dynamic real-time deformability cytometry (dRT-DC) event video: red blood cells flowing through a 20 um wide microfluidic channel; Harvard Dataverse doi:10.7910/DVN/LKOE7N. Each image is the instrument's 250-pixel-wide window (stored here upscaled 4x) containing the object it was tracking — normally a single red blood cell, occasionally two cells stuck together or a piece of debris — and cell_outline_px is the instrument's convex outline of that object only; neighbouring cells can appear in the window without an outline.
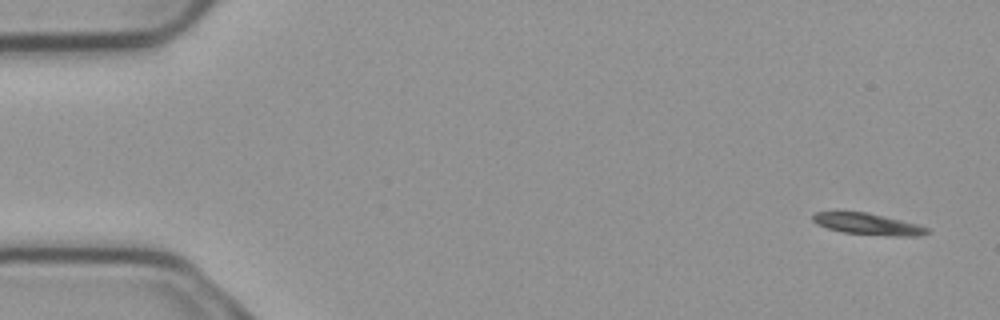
{"species": "common noctule bat (a hibernating species)", "species_latin": "Nyctalus noctula", "temperature_condition": "cold", "stored_images_in_passage": 4, "camera_frame_rate_fps": 3000, "um_per_image_px": 0.085, "animal": {"sex": "male", "body_mass_g": 23.1, "forearm_length_mm": 52.7}, "frame": {"image": 1, "passage_image": 1, "time_ms": 0.0, "image_size_px": [1000, 320], "cell_outline_px": [[932, 232], [920, 236], [892, 236], [844, 232], [828, 228], [816, 224], [812, 220], [812, 216], [816, 212], [836, 208], [864, 212], [900, 220], [916, 224], [928, 228]], "centroid_in_image_um": [73.67, 19.0], "position_along_channel_um": 11.3, "area_um2": 14.68}}